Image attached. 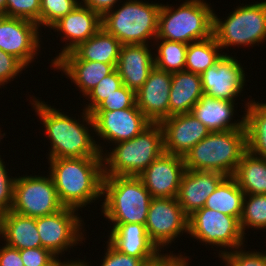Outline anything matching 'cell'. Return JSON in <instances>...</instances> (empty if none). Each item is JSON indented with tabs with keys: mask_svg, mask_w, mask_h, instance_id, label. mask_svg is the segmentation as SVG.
<instances>
[{
	"mask_svg": "<svg viewBox=\"0 0 266 266\" xmlns=\"http://www.w3.org/2000/svg\"><path fill=\"white\" fill-rule=\"evenodd\" d=\"M29 97V102L43 125L40 127L50 143L46 154L48 158L103 157L96 143L90 113L83 109L77 119L73 114L62 112V108H54L39 97Z\"/></svg>",
	"mask_w": 266,
	"mask_h": 266,
	"instance_id": "cell-1",
	"label": "cell"
},
{
	"mask_svg": "<svg viewBox=\"0 0 266 266\" xmlns=\"http://www.w3.org/2000/svg\"><path fill=\"white\" fill-rule=\"evenodd\" d=\"M46 159L49 165L47 173L64 207L82 212L95 201H102L103 157Z\"/></svg>",
	"mask_w": 266,
	"mask_h": 266,
	"instance_id": "cell-2",
	"label": "cell"
},
{
	"mask_svg": "<svg viewBox=\"0 0 266 266\" xmlns=\"http://www.w3.org/2000/svg\"><path fill=\"white\" fill-rule=\"evenodd\" d=\"M152 198L139 177L104 176L99 209L111 229L116 224L145 225Z\"/></svg>",
	"mask_w": 266,
	"mask_h": 266,
	"instance_id": "cell-3",
	"label": "cell"
},
{
	"mask_svg": "<svg viewBox=\"0 0 266 266\" xmlns=\"http://www.w3.org/2000/svg\"><path fill=\"white\" fill-rule=\"evenodd\" d=\"M246 151V129L211 132L183 157L185 169L232 176Z\"/></svg>",
	"mask_w": 266,
	"mask_h": 266,
	"instance_id": "cell-4",
	"label": "cell"
},
{
	"mask_svg": "<svg viewBox=\"0 0 266 266\" xmlns=\"http://www.w3.org/2000/svg\"><path fill=\"white\" fill-rule=\"evenodd\" d=\"M124 1L102 16V27L122 45L154 43L162 3H150L149 0Z\"/></svg>",
	"mask_w": 266,
	"mask_h": 266,
	"instance_id": "cell-5",
	"label": "cell"
},
{
	"mask_svg": "<svg viewBox=\"0 0 266 266\" xmlns=\"http://www.w3.org/2000/svg\"><path fill=\"white\" fill-rule=\"evenodd\" d=\"M175 6V7H174ZM162 4L156 39L192 42L213 35V8L205 0H184L179 6Z\"/></svg>",
	"mask_w": 266,
	"mask_h": 266,
	"instance_id": "cell-6",
	"label": "cell"
},
{
	"mask_svg": "<svg viewBox=\"0 0 266 266\" xmlns=\"http://www.w3.org/2000/svg\"><path fill=\"white\" fill-rule=\"evenodd\" d=\"M112 146L102 155L104 176L138 177L164 152L161 126L151 123L136 137Z\"/></svg>",
	"mask_w": 266,
	"mask_h": 266,
	"instance_id": "cell-7",
	"label": "cell"
},
{
	"mask_svg": "<svg viewBox=\"0 0 266 266\" xmlns=\"http://www.w3.org/2000/svg\"><path fill=\"white\" fill-rule=\"evenodd\" d=\"M221 19L213 10V35L222 51L260 46L266 41V0L242 3Z\"/></svg>",
	"mask_w": 266,
	"mask_h": 266,
	"instance_id": "cell-8",
	"label": "cell"
},
{
	"mask_svg": "<svg viewBox=\"0 0 266 266\" xmlns=\"http://www.w3.org/2000/svg\"><path fill=\"white\" fill-rule=\"evenodd\" d=\"M188 234V237L199 241L203 246L209 245L213 250L215 247L217 252L214 253H218L216 257L219 258L247 243V236L243 234L236 217L206 207L189 216Z\"/></svg>",
	"mask_w": 266,
	"mask_h": 266,
	"instance_id": "cell-9",
	"label": "cell"
},
{
	"mask_svg": "<svg viewBox=\"0 0 266 266\" xmlns=\"http://www.w3.org/2000/svg\"><path fill=\"white\" fill-rule=\"evenodd\" d=\"M33 174H17L11 211L38 218L63 209L51 176L48 173L44 176Z\"/></svg>",
	"mask_w": 266,
	"mask_h": 266,
	"instance_id": "cell-10",
	"label": "cell"
},
{
	"mask_svg": "<svg viewBox=\"0 0 266 266\" xmlns=\"http://www.w3.org/2000/svg\"><path fill=\"white\" fill-rule=\"evenodd\" d=\"M83 219L78 210L68 207H64L57 213L36 218L42 247L50 250L58 258H62L65 252L70 253L73 247L75 249L78 244L83 245L87 240Z\"/></svg>",
	"mask_w": 266,
	"mask_h": 266,
	"instance_id": "cell-11",
	"label": "cell"
},
{
	"mask_svg": "<svg viewBox=\"0 0 266 266\" xmlns=\"http://www.w3.org/2000/svg\"><path fill=\"white\" fill-rule=\"evenodd\" d=\"M90 114L94 122L96 143L102 155L107 151L105 147L109 145L112 147L116 143L136 137L152 123L136 104L127 109ZM100 140H103L106 145L103 142L100 143Z\"/></svg>",
	"mask_w": 266,
	"mask_h": 266,
	"instance_id": "cell-12",
	"label": "cell"
},
{
	"mask_svg": "<svg viewBox=\"0 0 266 266\" xmlns=\"http://www.w3.org/2000/svg\"><path fill=\"white\" fill-rule=\"evenodd\" d=\"M188 221L176 198L159 197L151 200L145 227L157 248L167 251L176 239L188 235Z\"/></svg>",
	"mask_w": 266,
	"mask_h": 266,
	"instance_id": "cell-13",
	"label": "cell"
},
{
	"mask_svg": "<svg viewBox=\"0 0 266 266\" xmlns=\"http://www.w3.org/2000/svg\"><path fill=\"white\" fill-rule=\"evenodd\" d=\"M42 33L32 21L0 15V49L15 56L27 68L41 53Z\"/></svg>",
	"mask_w": 266,
	"mask_h": 266,
	"instance_id": "cell-14",
	"label": "cell"
},
{
	"mask_svg": "<svg viewBox=\"0 0 266 266\" xmlns=\"http://www.w3.org/2000/svg\"><path fill=\"white\" fill-rule=\"evenodd\" d=\"M235 56L236 54L234 56L223 54L214 66L201 74L204 94L233 102H236L238 97L241 99V95L244 97L241 93L247 86V72H245L247 68H243L244 65Z\"/></svg>",
	"mask_w": 266,
	"mask_h": 266,
	"instance_id": "cell-15",
	"label": "cell"
},
{
	"mask_svg": "<svg viewBox=\"0 0 266 266\" xmlns=\"http://www.w3.org/2000/svg\"><path fill=\"white\" fill-rule=\"evenodd\" d=\"M102 27V16L98 13L82 5L81 3L66 16H63L50 29L51 32H57L63 46L60 52L51 59L50 68L62 57L75 49L80 43L87 41ZM63 34V35H62ZM65 42V44H64Z\"/></svg>",
	"mask_w": 266,
	"mask_h": 266,
	"instance_id": "cell-16",
	"label": "cell"
},
{
	"mask_svg": "<svg viewBox=\"0 0 266 266\" xmlns=\"http://www.w3.org/2000/svg\"><path fill=\"white\" fill-rule=\"evenodd\" d=\"M164 152L184 157L211 131L191 113L176 114L159 122Z\"/></svg>",
	"mask_w": 266,
	"mask_h": 266,
	"instance_id": "cell-17",
	"label": "cell"
},
{
	"mask_svg": "<svg viewBox=\"0 0 266 266\" xmlns=\"http://www.w3.org/2000/svg\"><path fill=\"white\" fill-rule=\"evenodd\" d=\"M185 170L183 157L163 152L138 177L153 198H176Z\"/></svg>",
	"mask_w": 266,
	"mask_h": 266,
	"instance_id": "cell-18",
	"label": "cell"
},
{
	"mask_svg": "<svg viewBox=\"0 0 266 266\" xmlns=\"http://www.w3.org/2000/svg\"><path fill=\"white\" fill-rule=\"evenodd\" d=\"M172 73L154 67L143 86L136 91V105L152 122L169 117V93Z\"/></svg>",
	"mask_w": 266,
	"mask_h": 266,
	"instance_id": "cell-19",
	"label": "cell"
},
{
	"mask_svg": "<svg viewBox=\"0 0 266 266\" xmlns=\"http://www.w3.org/2000/svg\"><path fill=\"white\" fill-rule=\"evenodd\" d=\"M117 63H102L80 60L72 51L65 53L54 64V71L65 74V78L75 84L79 93L85 97L102 78L108 76L116 68Z\"/></svg>",
	"mask_w": 266,
	"mask_h": 266,
	"instance_id": "cell-20",
	"label": "cell"
},
{
	"mask_svg": "<svg viewBox=\"0 0 266 266\" xmlns=\"http://www.w3.org/2000/svg\"><path fill=\"white\" fill-rule=\"evenodd\" d=\"M226 177L216 171L186 169L176 197L184 213L189 217L203 208L207 198Z\"/></svg>",
	"mask_w": 266,
	"mask_h": 266,
	"instance_id": "cell-21",
	"label": "cell"
},
{
	"mask_svg": "<svg viewBox=\"0 0 266 266\" xmlns=\"http://www.w3.org/2000/svg\"><path fill=\"white\" fill-rule=\"evenodd\" d=\"M153 50V43L122 45L115 69L127 88L136 92L148 79L155 67Z\"/></svg>",
	"mask_w": 266,
	"mask_h": 266,
	"instance_id": "cell-22",
	"label": "cell"
},
{
	"mask_svg": "<svg viewBox=\"0 0 266 266\" xmlns=\"http://www.w3.org/2000/svg\"><path fill=\"white\" fill-rule=\"evenodd\" d=\"M238 103L203 94L190 113L211 132L245 129L244 114L238 116L240 119H233L238 114L236 106Z\"/></svg>",
	"mask_w": 266,
	"mask_h": 266,
	"instance_id": "cell-23",
	"label": "cell"
},
{
	"mask_svg": "<svg viewBox=\"0 0 266 266\" xmlns=\"http://www.w3.org/2000/svg\"><path fill=\"white\" fill-rule=\"evenodd\" d=\"M108 232L107 241L123 254L136 258H153L160 251L148 237L145 225L116 224Z\"/></svg>",
	"mask_w": 266,
	"mask_h": 266,
	"instance_id": "cell-24",
	"label": "cell"
},
{
	"mask_svg": "<svg viewBox=\"0 0 266 266\" xmlns=\"http://www.w3.org/2000/svg\"><path fill=\"white\" fill-rule=\"evenodd\" d=\"M0 240L18 250L42 247L36 218L11 210L0 214Z\"/></svg>",
	"mask_w": 266,
	"mask_h": 266,
	"instance_id": "cell-25",
	"label": "cell"
},
{
	"mask_svg": "<svg viewBox=\"0 0 266 266\" xmlns=\"http://www.w3.org/2000/svg\"><path fill=\"white\" fill-rule=\"evenodd\" d=\"M201 75L186 70L172 73L169 117L190 113L203 95Z\"/></svg>",
	"mask_w": 266,
	"mask_h": 266,
	"instance_id": "cell-26",
	"label": "cell"
},
{
	"mask_svg": "<svg viewBox=\"0 0 266 266\" xmlns=\"http://www.w3.org/2000/svg\"><path fill=\"white\" fill-rule=\"evenodd\" d=\"M250 97V98H249ZM249 97L244 101L247 151L266 159V102Z\"/></svg>",
	"mask_w": 266,
	"mask_h": 266,
	"instance_id": "cell-27",
	"label": "cell"
},
{
	"mask_svg": "<svg viewBox=\"0 0 266 266\" xmlns=\"http://www.w3.org/2000/svg\"><path fill=\"white\" fill-rule=\"evenodd\" d=\"M121 47V42L101 27L92 37L80 43L72 52L80 60L117 63Z\"/></svg>",
	"mask_w": 266,
	"mask_h": 266,
	"instance_id": "cell-28",
	"label": "cell"
},
{
	"mask_svg": "<svg viewBox=\"0 0 266 266\" xmlns=\"http://www.w3.org/2000/svg\"><path fill=\"white\" fill-rule=\"evenodd\" d=\"M232 177L245 194H266V159L246 151Z\"/></svg>",
	"mask_w": 266,
	"mask_h": 266,
	"instance_id": "cell-29",
	"label": "cell"
},
{
	"mask_svg": "<svg viewBox=\"0 0 266 266\" xmlns=\"http://www.w3.org/2000/svg\"><path fill=\"white\" fill-rule=\"evenodd\" d=\"M245 193L232 176L226 177L207 198L204 207L236 217L239 221L243 212Z\"/></svg>",
	"mask_w": 266,
	"mask_h": 266,
	"instance_id": "cell-30",
	"label": "cell"
},
{
	"mask_svg": "<svg viewBox=\"0 0 266 266\" xmlns=\"http://www.w3.org/2000/svg\"><path fill=\"white\" fill-rule=\"evenodd\" d=\"M223 54L214 35L192 42L187 46L185 69L196 74H202L209 67L214 66Z\"/></svg>",
	"mask_w": 266,
	"mask_h": 266,
	"instance_id": "cell-31",
	"label": "cell"
},
{
	"mask_svg": "<svg viewBox=\"0 0 266 266\" xmlns=\"http://www.w3.org/2000/svg\"><path fill=\"white\" fill-rule=\"evenodd\" d=\"M155 67L175 73L185 69L188 44L164 39H155L153 43Z\"/></svg>",
	"mask_w": 266,
	"mask_h": 266,
	"instance_id": "cell-32",
	"label": "cell"
},
{
	"mask_svg": "<svg viewBox=\"0 0 266 266\" xmlns=\"http://www.w3.org/2000/svg\"><path fill=\"white\" fill-rule=\"evenodd\" d=\"M240 228L244 235L249 229L266 232V194H245Z\"/></svg>",
	"mask_w": 266,
	"mask_h": 266,
	"instance_id": "cell-33",
	"label": "cell"
},
{
	"mask_svg": "<svg viewBox=\"0 0 266 266\" xmlns=\"http://www.w3.org/2000/svg\"><path fill=\"white\" fill-rule=\"evenodd\" d=\"M80 4V0H40V29H49Z\"/></svg>",
	"mask_w": 266,
	"mask_h": 266,
	"instance_id": "cell-34",
	"label": "cell"
},
{
	"mask_svg": "<svg viewBox=\"0 0 266 266\" xmlns=\"http://www.w3.org/2000/svg\"><path fill=\"white\" fill-rule=\"evenodd\" d=\"M122 85V79L115 69L108 76L102 78V80L84 97L88 102L87 104L86 102L84 103L85 105L82 109L91 113L107 96L115 93V90L119 89Z\"/></svg>",
	"mask_w": 266,
	"mask_h": 266,
	"instance_id": "cell-35",
	"label": "cell"
},
{
	"mask_svg": "<svg viewBox=\"0 0 266 266\" xmlns=\"http://www.w3.org/2000/svg\"><path fill=\"white\" fill-rule=\"evenodd\" d=\"M246 246L228 251L220 261H223L224 266H266V250L247 251Z\"/></svg>",
	"mask_w": 266,
	"mask_h": 266,
	"instance_id": "cell-36",
	"label": "cell"
},
{
	"mask_svg": "<svg viewBox=\"0 0 266 266\" xmlns=\"http://www.w3.org/2000/svg\"><path fill=\"white\" fill-rule=\"evenodd\" d=\"M3 15L32 21L40 28V0H7Z\"/></svg>",
	"mask_w": 266,
	"mask_h": 266,
	"instance_id": "cell-37",
	"label": "cell"
},
{
	"mask_svg": "<svg viewBox=\"0 0 266 266\" xmlns=\"http://www.w3.org/2000/svg\"><path fill=\"white\" fill-rule=\"evenodd\" d=\"M136 104V92L124 84L115 93L107 96L92 112L113 111L133 107Z\"/></svg>",
	"mask_w": 266,
	"mask_h": 266,
	"instance_id": "cell-38",
	"label": "cell"
},
{
	"mask_svg": "<svg viewBox=\"0 0 266 266\" xmlns=\"http://www.w3.org/2000/svg\"><path fill=\"white\" fill-rule=\"evenodd\" d=\"M6 137L5 135L0 139V144L2 143V139ZM0 155V214L8 212L11 210L13 203V193H14V183L15 177L10 175V171L5 164L4 159H2ZM8 170V171H7Z\"/></svg>",
	"mask_w": 266,
	"mask_h": 266,
	"instance_id": "cell-39",
	"label": "cell"
},
{
	"mask_svg": "<svg viewBox=\"0 0 266 266\" xmlns=\"http://www.w3.org/2000/svg\"><path fill=\"white\" fill-rule=\"evenodd\" d=\"M26 69L27 67L19 59L0 49V89L20 77L23 71H28Z\"/></svg>",
	"mask_w": 266,
	"mask_h": 266,
	"instance_id": "cell-40",
	"label": "cell"
},
{
	"mask_svg": "<svg viewBox=\"0 0 266 266\" xmlns=\"http://www.w3.org/2000/svg\"><path fill=\"white\" fill-rule=\"evenodd\" d=\"M104 254L102 255L100 266H141L142 263L150 258H136L123 254L116 250L107 240L105 242ZM106 251V252H105Z\"/></svg>",
	"mask_w": 266,
	"mask_h": 266,
	"instance_id": "cell-41",
	"label": "cell"
},
{
	"mask_svg": "<svg viewBox=\"0 0 266 266\" xmlns=\"http://www.w3.org/2000/svg\"><path fill=\"white\" fill-rule=\"evenodd\" d=\"M24 266H53L58 259L50 250L38 247L20 250Z\"/></svg>",
	"mask_w": 266,
	"mask_h": 266,
	"instance_id": "cell-42",
	"label": "cell"
},
{
	"mask_svg": "<svg viewBox=\"0 0 266 266\" xmlns=\"http://www.w3.org/2000/svg\"><path fill=\"white\" fill-rule=\"evenodd\" d=\"M0 266H24L20 250L1 243ZM4 245V246H3Z\"/></svg>",
	"mask_w": 266,
	"mask_h": 266,
	"instance_id": "cell-43",
	"label": "cell"
},
{
	"mask_svg": "<svg viewBox=\"0 0 266 266\" xmlns=\"http://www.w3.org/2000/svg\"><path fill=\"white\" fill-rule=\"evenodd\" d=\"M163 252L165 251H159L153 258L144 261L141 266H171L182 255L180 251L179 253H173L174 251L171 250Z\"/></svg>",
	"mask_w": 266,
	"mask_h": 266,
	"instance_id": "cell-44",
	"label": "cell"
},
{
	"mask_svg": "<svg viewBox=\"0 0 266 266\" xmlns=\"http://www.w3.org/2000/svg\"><path fill=\"white\" fill-rule=\"evenodd\" d=\"M121 1L122 0H81L80 3L103 16Z\"/></svg>",
	"mask_w": 266,
	"mask_h": 266,
	"instance_id": "cell-45",
	"label": "cell"
},
{
	"mask_svg": "<svg viewBox=\"0 0 266 266\" xmlns=\"http://www.w3.org/2000/svg\"><path fill=\"white\" fill-rule=\"evenodd\" d=\"M67 258H65L64 260L61 258H58L53 266H93L91 264V260H86V256H84V260L80 259V258H75V259H70L69 258L66 260ZM77 259V260H76ZM63 260V261H62ZM89 261V262H88Z\"/></svg>",
	"mask_w": 266,
	"mask_h": 266,
	"instance_id": "cell-46",
	"label": "cell"
},
{
	"mask_svg": "<svg viewBox=\"0 0 266 266\" xmlns=\"http://www.w3.org/2000/svg\"><path fill=\"white\" fill-rule=\"evenodd\" d=\"M181 253L184 254H182L171 266H191L190 260H193L191 259V256H187L186 252H181Z\"/></svg>",
	"mask_w": 266,
	"mask_h": 266,
	"instance_id": "cell-47",
	"label": "cell"
},
{
	"mask_svg": "<svg viewBox=\"0 0 266 266\" xmlns=\"http://www.w3.org/2000/svg\"><path fill=\"white\" fill-rule=\"evenodd\" d=\"M6 1L7 0H0V15L5 13Z\"/></svg>",
	"mask_w": 266,
	"mask_h": 266,
	"instance_id": "cell-48",
	"label": "cell"
},
{
	"mask_svg": "<svg viewBox=\"0 0 266 266\" xmlns=\"http://www.w3.org/2000/svg\"><path fill=\"white\" fill-rule=\"evenodd\" d=\"M1 125V124H0ZM2 130V128L0 127V139L4 136V135H6L7 133L4 131V133H1V132H3V130Z\"/></svg>",
	"mask_w": 266,
	"mask_h": 266,
	"instance_id": "cell-49",
	"label": "cell"
}]
</instances>
